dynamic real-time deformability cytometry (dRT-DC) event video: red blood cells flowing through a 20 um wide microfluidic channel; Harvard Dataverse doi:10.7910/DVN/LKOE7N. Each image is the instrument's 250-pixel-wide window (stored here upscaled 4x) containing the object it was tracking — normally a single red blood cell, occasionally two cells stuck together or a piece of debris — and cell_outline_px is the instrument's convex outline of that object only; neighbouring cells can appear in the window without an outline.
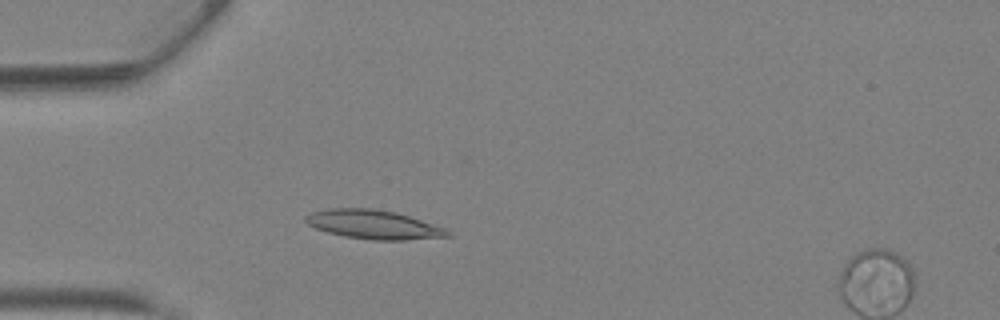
{"species": "Egyptian fruit bat (a non-hibernating species)", "species_latin": "Rousettus aegyptiacus", "temperature_condition": "warm", "stored_images_in_passage": 13, "camera_frame_rate_fps": 3000, "um_per_image_px": 0.085, "animal": {"sex": "female"}, "frame": {"image": 1, "passage_image": 6, "time_ms": 1.667, "image_size_px": [1000, 320], "cell_outline_px": [[452, 236], [404, 240], [372, 240], [344, 236], [328, 232], [316, 228], [308, 224], [304, 220], [304, 216], [312, 212], [328, 208], [372, 208], [396, 212], [444, 228], [452, 232]], "centroid_in_image_um": [31.73, 19.08], "position_along_channel_um": 53.3, "area_um2": 23.87}}
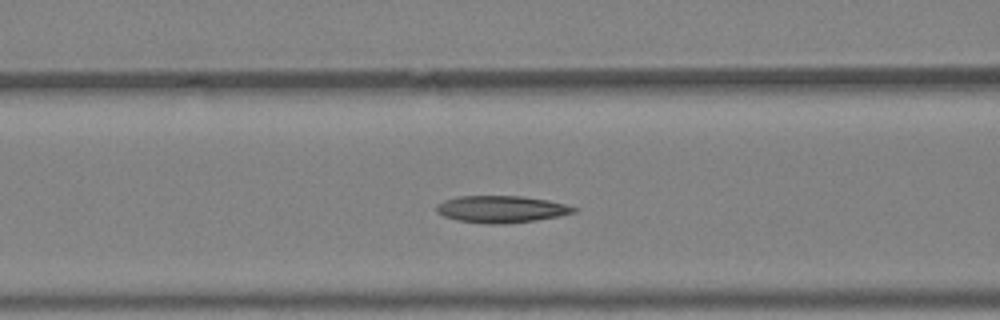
{"frame": {"image": 2, "passage_image": 11, "time_ms": 3.333, "image_size_px": [1000, 320], "cell_outline_px": [[580, 208], [576, 212], [560, 216], [536, 220], [500, 224], [488, 224], [456, 220], [444, 216], [436, 212], [436, 208], [444, 200], [456, 196], [520, 196], [548, 200]], "centroid_in_image_um": [42.63, 17.78], "position_along_channel_um": 124.0, "area_um2": 21.56}}
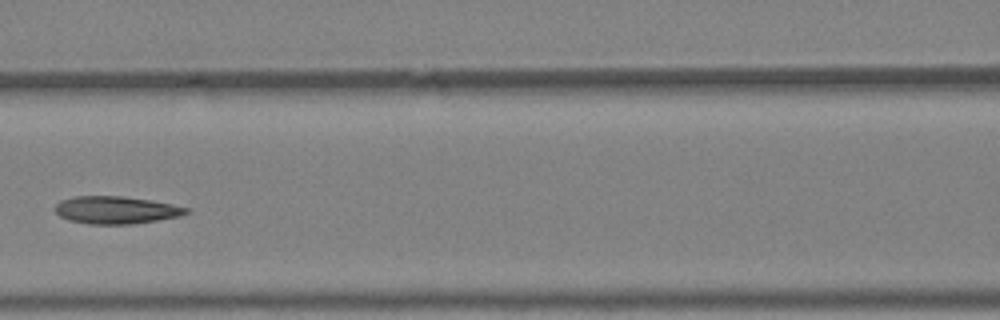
{"frame": {"image": 3, "passage_image": 13, "time_ms": 4.0, "image_size_px": [1000, 320], "cell_outline_px": [[192, 212], [180, 216], [132, 224], [88, 224], [68, 220], [60, 216], [52, 208], [60, 200], [72, 196], [120, 196], [152, 200], [172, 204], [188, 208]], "centroid_in_image_um": [9.84, 17.85], "position_along_channel_um": 156.8, "area_um2": 21.21}}